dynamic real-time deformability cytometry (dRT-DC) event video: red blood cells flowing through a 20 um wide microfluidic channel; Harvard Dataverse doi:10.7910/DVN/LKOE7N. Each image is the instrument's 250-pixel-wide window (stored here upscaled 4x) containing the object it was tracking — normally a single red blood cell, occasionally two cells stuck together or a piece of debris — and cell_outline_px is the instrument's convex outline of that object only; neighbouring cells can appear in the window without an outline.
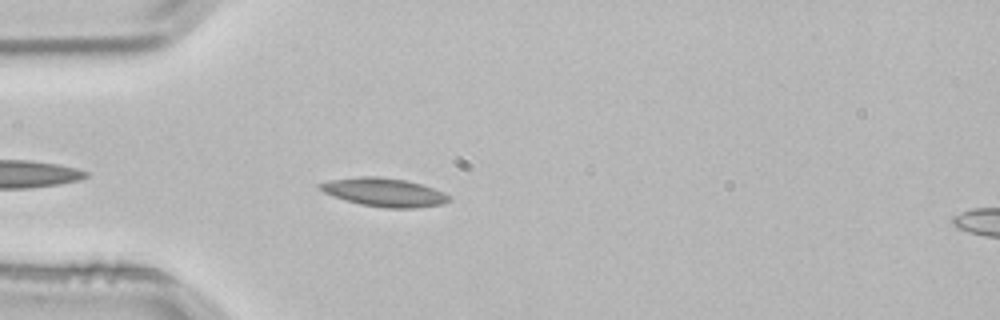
{"species": "common noctule bat (a hibernating species)", "species_latin": "Nyctalus noctula", "temperature_condition": "room temperature", "stored_images_in_passage": 3, "camera_frame_rate_fps": 3000, "um_per_image_px": 0.085, "animal": {"sex": "male", "body_mass_g": 21.5, "forearm_length_mm": 52.0}, "frame": {"image": 1, "passage_image": 2, "time_ms": 0.333, "image_size_px": [1000, 320], "cell_outline_px": [[452, 200], [440, 204], [416, 208], [388, 208], [360, 204], [324, 192], [316, 188], [316, 184], [328, 180], [360, 176], [380, 176], [408, 180], [444, 192], [452, 196]], "centroid_in_image_um": [32.66, 16.33], "position_along_channel_um": 52.3, "area_um2": 21.5}}